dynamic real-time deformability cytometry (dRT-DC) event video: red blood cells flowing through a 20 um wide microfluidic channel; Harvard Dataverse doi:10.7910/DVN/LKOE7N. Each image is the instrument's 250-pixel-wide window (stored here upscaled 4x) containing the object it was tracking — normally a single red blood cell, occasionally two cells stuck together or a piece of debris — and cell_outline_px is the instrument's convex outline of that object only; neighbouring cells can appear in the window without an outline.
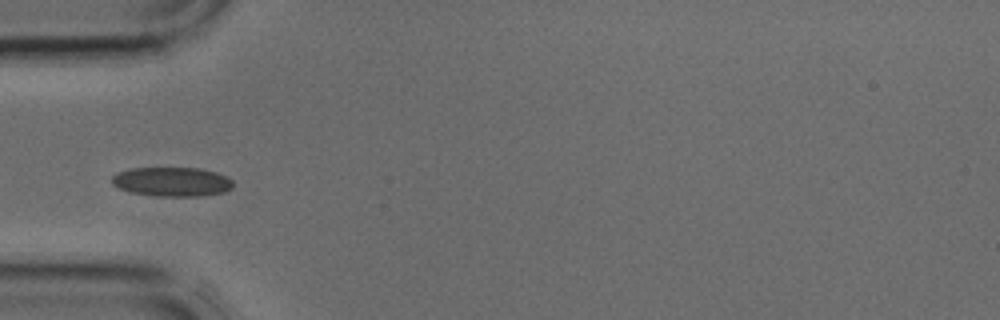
{"species": "common noctule bat (a hibernating species)", "species_latin": "Nyctalus noctula", "temperature_condition": "cold", "stored_images_in_passage": 3, "camera_frame_rate_fps": 3000, "um_per_image_px": 0.085, "animal": {"sex": "male", "body_mass_g": 17.9, "forearm_length_mm": 54.2}, "frame": {"image": 1, "passage_image": 3, "time_ms": 0.667, "image_size_px": [1000, 320], "cell_outline_px": [[232, 188], [224, 192], [196, 196], [156, 196], [132, 192], [120, 188], [112, 184], [112, 176], [116, 172], [132, 168], [200, 168], [216, 172], [232, 180]], "centroid_in_image_um": [14.6, 15.44], "position_along_channel_um": 70.4, "area_um2": 20.52}}